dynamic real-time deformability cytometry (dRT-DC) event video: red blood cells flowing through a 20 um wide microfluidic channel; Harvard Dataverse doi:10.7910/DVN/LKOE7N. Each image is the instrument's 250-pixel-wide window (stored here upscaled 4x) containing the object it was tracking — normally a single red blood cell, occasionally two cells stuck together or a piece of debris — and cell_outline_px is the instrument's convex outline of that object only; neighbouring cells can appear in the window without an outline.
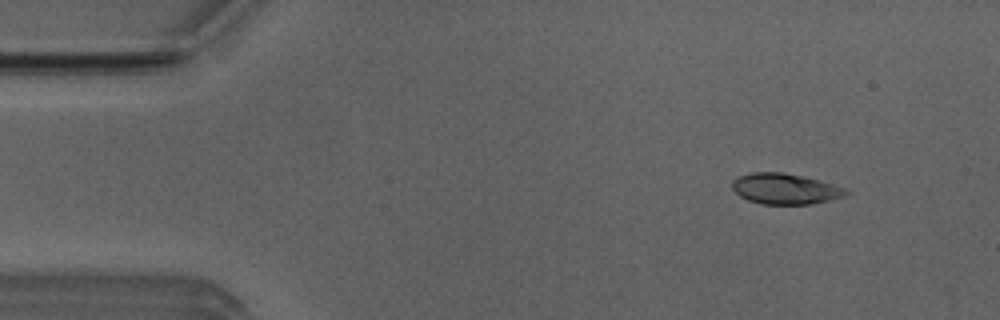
{"species": "Egyptian fruit bat (a non-hibernating species)", "species_latin": "Rousettus aegyptiacus", "temperature_condition": "room temperature", "stored_images_in_passage": 15, "camera_frame_rate_fps": 3000, "um_per_image_px": 0.085, "animal": {"sex": "male"}, "frame": {"image": 1, "passage_image": 5, "time_ms": 1.333, "image_size_px": [1000, 320], "cell_outline_px": [[848, 192], [844, 196], [812, 204], [760, 204], [748, 200], [740, 196], [732, 188], [732, 180], [736, 176], [752, 172], [784, 172], [804, 176], [820, 180], [844, 188]], "centroid_in_image_um": [66.68, 16.04], "position_along_channel_um": 18.3, "area_um2": 20.4}}